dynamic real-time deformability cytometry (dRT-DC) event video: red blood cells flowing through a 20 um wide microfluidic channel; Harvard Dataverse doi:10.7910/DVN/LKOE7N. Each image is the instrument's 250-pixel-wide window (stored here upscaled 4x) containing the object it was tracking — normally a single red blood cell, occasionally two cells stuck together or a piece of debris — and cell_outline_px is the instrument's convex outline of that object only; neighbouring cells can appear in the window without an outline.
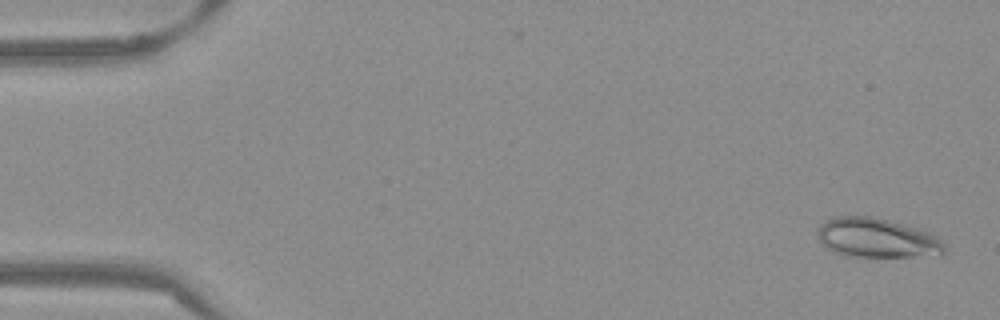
{"species": "Egyptian fruit bat (a non-hibernating species)", "species_latin": "Rousettus aegyptiacus", "temperature_condition": "warm", "stored_images_in_passage": 53, "camera_frame_rate_fps": 3000, "um_per_image_px": 0.085, "frame": {"image": 1, "passage_image": 2, "time_ms": 0.333, "image_size_px": [1000, 320], "cell_outline_px": [[944, 252], [912, 256], [844, 256], [828, 248], [816, 236], [816, 232], [820, 224], [824, 220], [836, 216], [872, 216], [888, 220], [916, 228], [928, 232], [936, 236], [944, 244]], "centroid_in_image_um": [74.44, 20.2], "position_along_channel_um": 10.6, "area_um2": 28.67}}
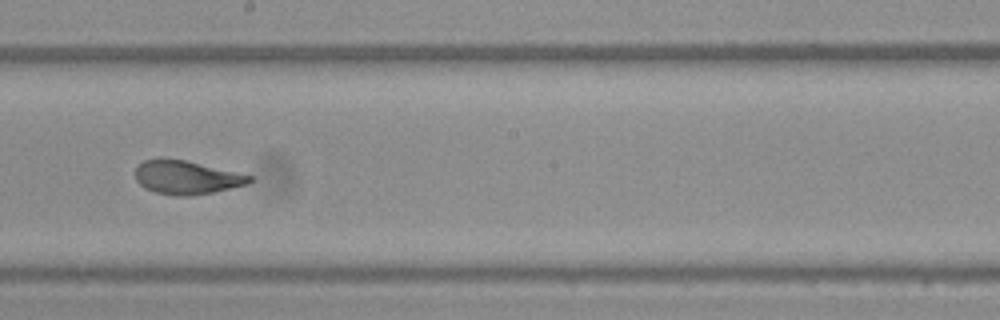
{"frame": {"image": 2, "passage_image": 30, "time_ms": 9.667, "image_size_px": [1000, 320], "cell_outline_px": [[252, 180], [248, 184], [212, 192], [192, 196], [176, 196], [156, 192], [144, 188], [136, 180], [136, 168], [144, 160], [160, 156], [184, 160], [236, 172], [252, 176]], "centroid_in_image_um": [15.81, 15.07], "position_along_channel_um": 232.4, "area_um2": 22.37}}
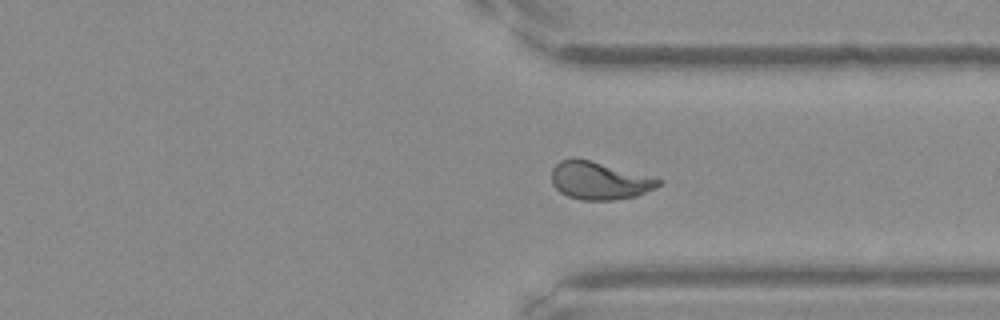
{"frame": {"image": 3, "passage_image": 40, "time_ms": 13.0, "image_size_px": [1000, 320], "cell_outline_px": [[660, 184], [656, 188], [636, 196], [612, 200], [580, 200], [568, 196], [560, 192], [552, 184], [552, 168], [560, 160], [572, 156], [588, 160], [660, 180]], "centroid_in_image_um": [50.85, 15.36], "position_along_channel_um": 360.5, "area_um2": 23.06}, "authors_computed_cell_mechanics": {"area_um2": 23.987, "velocity_mm_per_s": 3.8387, "shape_relaxation_time_tau1_ms": 6.1201, "shape_relaxation_time_tau2_ms": null, "deformation_change_tau1": 0.2202, "deformation_change_tau2": null}}